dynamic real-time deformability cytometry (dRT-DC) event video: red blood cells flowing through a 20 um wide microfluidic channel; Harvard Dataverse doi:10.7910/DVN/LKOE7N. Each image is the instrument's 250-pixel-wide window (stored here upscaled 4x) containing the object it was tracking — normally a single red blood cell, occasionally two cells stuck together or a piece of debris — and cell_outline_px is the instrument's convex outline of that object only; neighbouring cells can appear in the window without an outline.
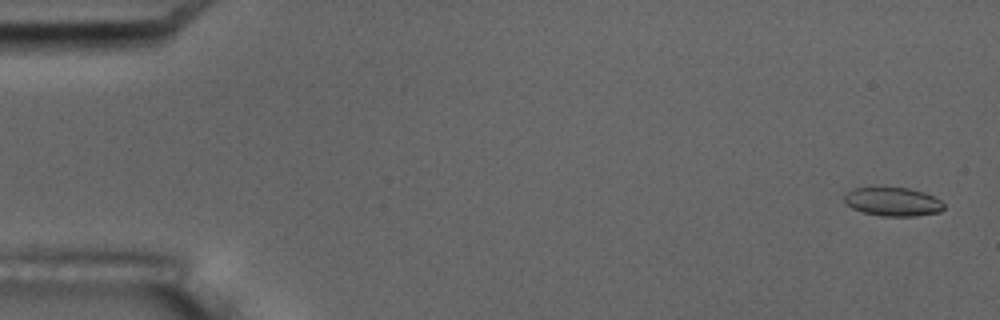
{"species": "common noctule bat (a hibernating species)", "species_latin": "Nyctalus noctula", "temperature_condition": "room temperature", "stored_images_in_passage": 6, "camera_frame_rate_fps": 3000, "um_per_image_px": 0.085, "animal": {"sex": "male", "body_mass_g": 17.5, "forearm_length_mm": 52.3}, "frame": {"image": 1, "passage_image": 1, "time_ms": 0.0, "image_size_px": [1000, 320], "cell_outline_px": [[944, 208], [940, 212], [916, 216], [880, 216], [860, 212], [852, 208], [844, 200], [844, 196], [852, 188], [872, 184], [876, 184], [908, 188], [924, 192], [940, 200], [944, 204]], "centroid_in_image_um": [75.83, 17.1], "position_along_channel_um": 9.2, "area_um2": 17.46}}
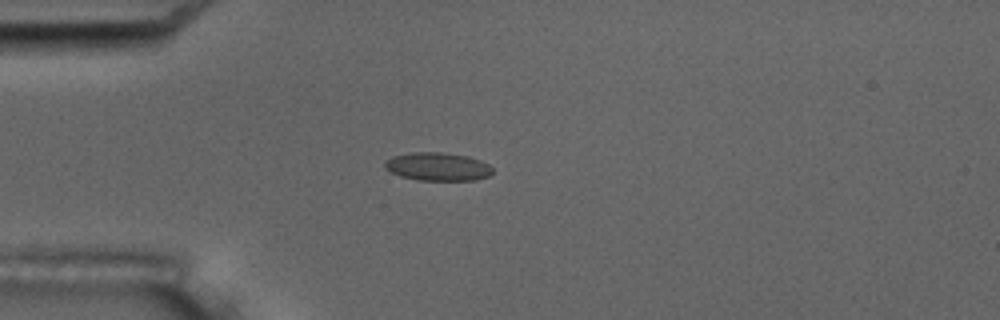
{"frame": {"image": 2, "passage_image": 5, "time_ms": 4.667, "image_size_px": [1000, 320], "cell_outline_px": [[492, 172], [488, 176], [476, 180], [420, 180], [400, 176], [384, 168], [384, 160], [392, 156], [408, 152], [440, 152], [468, 156], [480, 160], [488, 164], [492, 168]], "centroid_in_image_um": [37.17, 14.15], "position_along_channel_um": 47.8, "area_um2": 17.8}}